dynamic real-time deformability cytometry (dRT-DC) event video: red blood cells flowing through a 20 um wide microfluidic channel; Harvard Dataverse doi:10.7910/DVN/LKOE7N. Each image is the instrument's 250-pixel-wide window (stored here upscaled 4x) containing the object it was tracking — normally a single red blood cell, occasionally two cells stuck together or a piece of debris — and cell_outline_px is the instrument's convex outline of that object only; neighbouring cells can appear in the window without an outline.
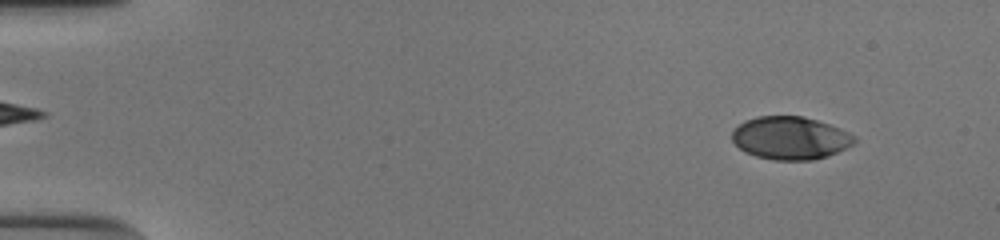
{"species": "human", "species_latin": "Homo sapiens", "temperature_condition": "cold", "stored_images_in_passage": 49, "camera_frame_rate_fps": 3000, "um_per_image_px": 0.085, "donor": {"sex": "male"}, "frame": {"image": 1, "passage_image": 1, "time_ms": 0.0, "image_size_px": [1000, 240], "cell_outline_px": [[856, 140], [852, 144], [836, 152], [812, 160], [772, 160], [756, 156], [744, 152], [732, 140], [732, 132], [744, 120], [756, 116], [804, 116], [828, 124], [848, 132], [856, 136]], "centroid_in_image_um": [67.14, 11.72], "position_along_channel_um": 17.9, "area_um2": 30.35}}
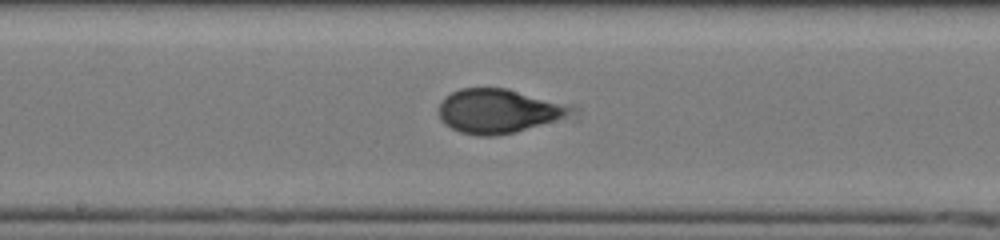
{"frame": {"image": 2, "passage_image": 25, "time_ms": 8.0, "image_size_px": [1000, 240], "cell_outline_px": [[564, 112], [560, 116], [552, 120], [516, 132], [492, 136], [476, 136], [460, 132], [444, 124], [440, 120], [436, 112], [440, 100], [444, 96], [460, 88], [504, 88], [556, 104], [564, 108]], "centroid_in_image_um": [42.0, 9.46], "position_along_channel_um": 206.2, "area_um2": 32.31}}
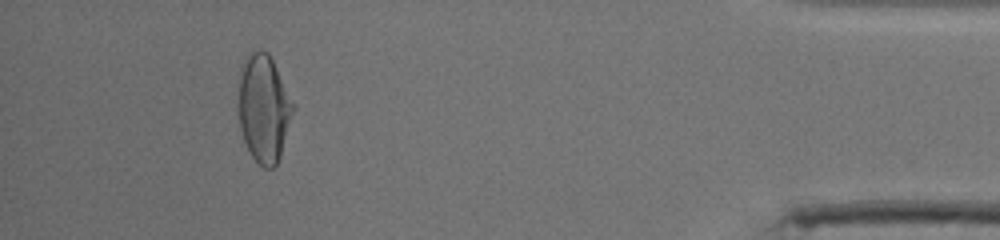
{"frame": {"image": 3, "passage_image": 45, "time_ms": 14.667, "image_size_px": [1000, 240], "cell_outline_px": [[296, 104], [280, 156], [276, 164], [272, 168], [264, 168], [252, 156], [244, 140], [240, 128], [236, 88], [236, 84], [240, 68], [244, 56], [252, 48], [268, 52]], "centroid_in_image_um": [22.39, 9.12], "position_along_channel_um": 412.8, "area_um2": 35.2}, "authors_computed_cell_mechanics": {"area_um2": 32.1946, "velocity_mm_per_s": 3.8973, "shape_relaxation_time_tau1_ms": 3.5284, "shape_relaxation_time_tau2_ms": 0.7655, "deformation_change_tau1": 0.174, "deformation_change_tau2": 0.0356}}